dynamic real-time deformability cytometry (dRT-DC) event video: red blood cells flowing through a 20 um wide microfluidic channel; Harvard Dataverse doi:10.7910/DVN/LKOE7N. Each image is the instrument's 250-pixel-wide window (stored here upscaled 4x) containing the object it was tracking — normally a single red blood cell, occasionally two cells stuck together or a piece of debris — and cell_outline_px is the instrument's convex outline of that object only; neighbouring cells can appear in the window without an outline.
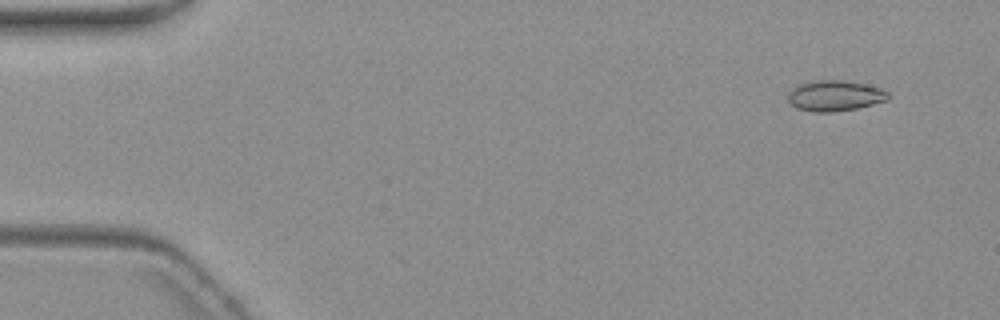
{"species": "common noctule bat (a hibernating species)", "species_latin": "Nyctalus noctula", "temperature_condition": "warm", "stored_images_in_passage": 4, "camera_frame_rate_fps": 3000, "um_per_image_px": 0.085, "animal": {"sex": "female", "body_mass_g": 19.3, "forearm_length_mm": 54.1}, "frame": {"image": 1, "passage_image": 1, "time_ms": 0.0, "image_size_px": [1000, 320], "cell_outline_px": [[888, 100], [856, 108], [832, 112], [812, 112], [796, 108], [788, 100], [788, 92], [792, 88], [800, 84], [820, 80], [844, 80], [864, 84], [880, 88], [888, 92]], "centroid_in_image_um": [70.94, 8.14], "position_along_channel_um": 14.1, "area_um2": 17.74}}
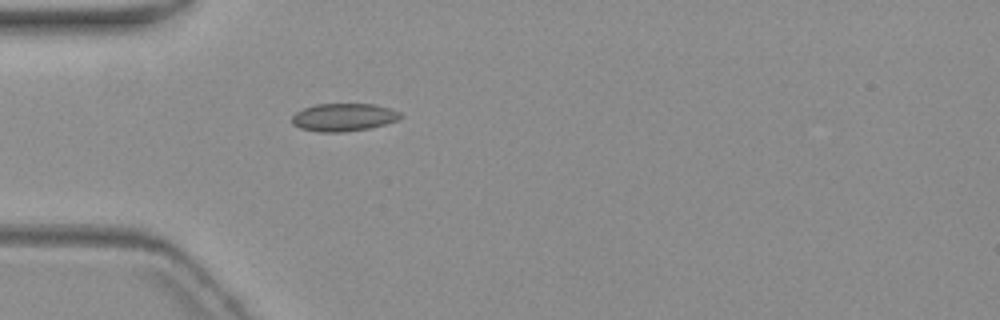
{"frame": {"image": 2, "passage_image": 4, "time_ms": 4.333, "image_size_px": [1000, 320], "cell_outline_px": [[404, 116], [396, 120], [384, 124], [368, 128], [340, 132], [320, 132], [300, 128], [292, 124], [292, 116], [296, 112], [304, 108], [316, 104], [376, 104], [400, 112]], "centroid_in_image_um": [29.19, 9.96], "position_along_channel_um": 55.8, "area_um2": 17.46}}